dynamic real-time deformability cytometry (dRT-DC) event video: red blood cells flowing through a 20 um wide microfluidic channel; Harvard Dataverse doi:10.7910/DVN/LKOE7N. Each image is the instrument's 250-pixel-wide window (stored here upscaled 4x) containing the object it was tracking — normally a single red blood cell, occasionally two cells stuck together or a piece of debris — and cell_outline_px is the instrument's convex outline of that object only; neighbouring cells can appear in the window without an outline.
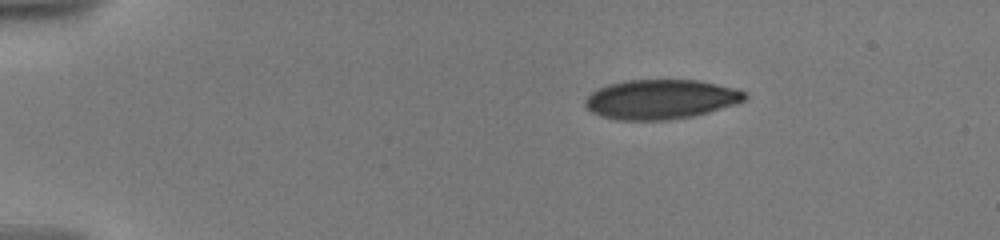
{"species": "human", "species_latin": "Homo sapiens", "temperature_condition": "warm", "stored_images_in_passage": 36, "camera_frame_rate_fps": 3000, "um_per_image_px": 0.085, "donor": {"sex": "male"}, "frame": {"image": 1, "passage_image": 1, "time_ms": 0.0, "image_size_px": [1000, 240], "cell_outline_px": [[748, 96], [744, 100], [736, 104], [708, 112], [692, 116], [668, 120], [620, 120], [600, 116], [592, 112], [584, 104], [584, 100], [596, 88], [608, 84], [628, 80], [700, 80], [736, 88], [744, 92]], "centroid_in_image_um": [56.16, 8.43], "position_along_channel_um": 28.8, "area_um2": 36.88}}
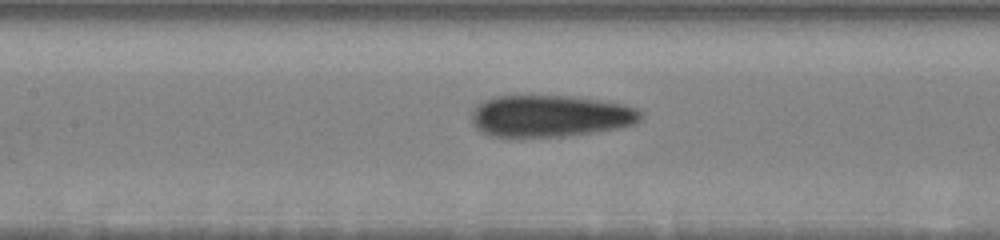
{"frame": {"image": 2, "passage_image": 21, "time_ms": 6.0, "image_size_px": [1000, 240], "cell_outline_px": [[644, 112], [640, 120], [632, 124], [616, 128], [568, 136], [492, 136], [480, 132], [476, 128], [472, 120], [472, 112], [484, 100], [492, 96], [572, 96], [600, 100], [624, 104], [636, 108]], "centroid_in_image_um": [46.78, 9.85], "position_along_channel_um": 160.6, "area_um2": 40.98}}
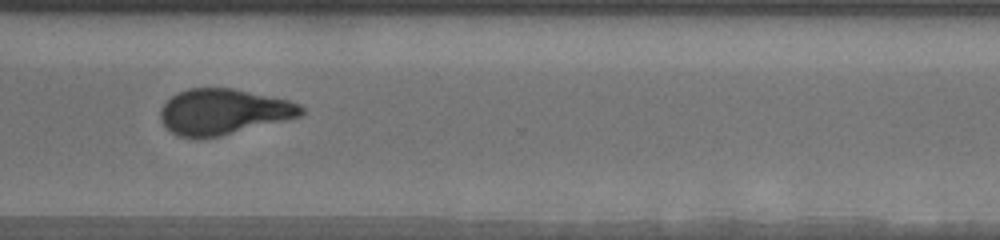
{"frame": {"image": 3, "passage_image": 35, "time_ms": 11.333, "image_size_px": [1000, 240], "cell_outline_px": [[304, 112], [300, 116], [220, 136], [196, 140], [180, 136], [172, 132], [160, 120], [160, 112], [164, 104], [172, 96], [188, 88], [232, 88], [288, 100], [300, 104], [304, 108]], "centroid_in_image_um": [18.97, 9.51], "position_along_channel_um": 351.6, "area_um2": 37.22}}